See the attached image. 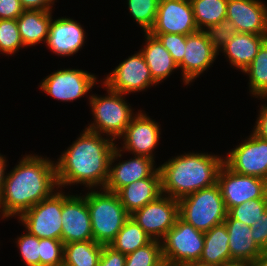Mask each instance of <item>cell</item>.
<instances>
[{
  "mask_svg": "<svg viewBox=\"0 0 267 266\" xmlns=\"http://www.w3.org/2000/svg\"><path fill=\"white\" fill-rule=\"evenodd\" d=\"M85 128L55 163L58 187L83 184L103 189L109 174L115 141ZM100 186V187H99Z\"/></svg>",
  "mask_w": 267,
  "mask_h": 266,
  "instance_id": "6da1fadb",
  "label": "cell"
},
{
  "mask_svg": "<svg viewBox=\"0 0 267 266\" xmlns=\"http://www.w3.org/2000/svg\"><path fill=\"white\" fill-rule=\"evenodd\" d=\"M18 163L6 173L0 193L2 219L20 216L59 188L56 165L51 159L30 154Z\"/></svg>",
  "mask_w": 267,
  "mask_h": 266,
  "instance_id": "7a4b0ae2",
  "label": "cell"
},
{
  "mask_svg": "<svg viewBox=\"0 0 267 266\" xmlns=\"http://www.w3.org/2000/svg\"><path fill=\"white\" fill-rule=\"evenodd\" d=\"M223 163V157L205 152H190L169 159L158 167L162 194L179 200L215 185Z\"/></svg>",
  "mask_w": 267,
  "mask_h": 266,
  "instance_id": "3957f363",
  "label": "cell"
},
{
  "mask_svg": "<svg viewBox=\"0 0 267 266\" xmlns=\"http://www.w3.org/2000/svg\"><path fill=\"white\" fill-rule=\"evenodd\" d=\"M85 194L93 233V240L109 245L130 217L116 193L99 189Z\"/></svg>",
  "mask_w": 267,
  "mask_h": 266,
  "instance_id": "277c9868",
  "label": "cell"
},
{
  "mask_svg": "<svg viewBox=\"0 0 267 266\" xmlns=\"http://www.w3.org/2000/svg\"><path fill=\"white\" fill-rule=\"evenodd\" d=\"M178 202L179 217L204 233L213 226L224 223L227 217V209L217 183L189 194Z\"/></svg>",
  "mask_w": 267,
  "mask_h": 266,
  "instance_id": "5b68a950",
  "label": "cell"
},
{
  "mask_svg": "<svg viewBox=\"0 0 267 266\" xmlns=\"http://www.w3.org/2000/svg\"><path fill=\"white\" fill-rule=\"evenodd\" d=\"M107 96H89V104L94 121L86 127L87 130L98 134H106L108 138L119 139L126 127L135 116L131 106L124 100V94L106 87Z\"/></svg>",
  "mask_w": 267,
  "mask_h": 266,
  "instance_id": "8992f818",
  "label": "cell"
},
{
  "mask_svg": "<svg viewBox=\"0 0 267 266\" xmlns=\"http://www.w3.org/2000/svg\"><path fill=\"white\" fill-rule=\"evenodd\" d=\"M161 241L166 266L196 265L204 247V232L180 217Z\"/></svg>",
  "mask_w": 267,
  "mask_h": 266,
  "instance_id": "52a82bcc",
  "label": "cell"
},
{
  "mask_svg": "<svg viewBox=\"0 0 267 266\" xmlns=\"http://www.w3.org/2000/svg\"><path fill=\"white\" fill-rule=\"evenodd\" d=\"M58 191V192H57ZM54 191L49 197L23 212L19 221L26 231L39 239L61 240L63 202L70 196L61 190Z\"/></svg>",
  "mask_w": 267,
  "mask_h": 266,
  "instance_id": "ba28073f",
  "label": "cell"
},
{
  "mask_svg": "<svg viewBox=\"0 0 267 266\" xmlns=\"http://www.w3.org/2000/svg\"><path fill=\"white\" fill-rule=\"evenodd\" d=\"M227 211L246 201L267 198V181L258 177L242 175L231 170L225 163L217 175Z\"/></svg>",
  "mask_w": 267,
  "mask_h": 266,
  "instance_id": "9c48e42d",
  "label": "cell"
},
{
  "mask_svg": "<svg viewBox=\"0 0 267 266\" xmlns=\"http://www.w3.org/2000/svg\"><path fill=\"white\" fill-rule=\"evenodd\" d=\"M130 216L153 240L162 241L179 217V202L162 194Z\"/></svg>",
  "mask_w": 267,
  "mask_h": 266,
  "instance_id": "30bf717a",
  "label": "cell"
},
{
  "mask_svg": "<svg viewBox=\"0 0 267 266\" xmlns=\"http://www.w3.org/2000/svg\"><path fill=\"white\" fill-rule=\"evenodd\" d=\"M156 84L140 51L121 62L103 80V85L124 95L144 91Z\"/></svg>",
  "mask_w": 267,
  "mask_h": 266,
  "instance_id": "8fae6325",
  "label": "cell"
},
{
  "mask_svg": "<svg viewBox=\"0 0 267 266\" xmlns=\"http://www.w3.org/2000/svg\"><path fill=\"white\" fill-rule=\"evenodd\" d=\"M224 163L234 172L267 181V140L253 132L224 157Z\"/></svg>",
  "mask_w": 267,
  "mask_h": 266,
  "instance_id": "7c38bea8",
  "label": "cell"
},
{
  "mask_svg": "<svg viewBox=\"0 0 267 266\" xmlns=\"http://www.w3.org/2000/svg\"><path fill=\"white\" fill-rule=\"evenodd\" d=\"M98 82L94 74L79 69L57 70L41 81L40 89L60 101H74Z\"/></svg>",
  "mask_w": 267,
  "mask_h": 266,
  "instance_id": "4fadbf2b",
  "label": "cell"
},
{
  "mask_svg": "<svg viewBox=\"0 0 267 266\" xmlns=\"http://www.w3.org/2000/svg\"><path fill=\"white\" fill-rule=\"evenodd\" d=\"M199 31L190 0H159L150 34L189 35Z\"/></svg>",
  "mask_w": 267,
  "mask_h": 266,
  "instance_id": "5bb4252c",
  "label": "cell"
},
{
  "mask_svg": "<svg viewBox=\"0 0 267 266\" xmlns=\"http://www.w3.org/2000/svg\"><path fill=\"white\" fill-rule=\"evenodd\" d=\"M160 125L148 117L146 113L138 111L132 118L125 132L120 137L123 140L122 152H131L134 156L154 158L153 152L160 138Z\"/></svg>",
  "mask_w": 267,
  "mask_h": 266,
  "instance_id": "9a60e30c",
  "label": "cell"
},
{
  "mask_svg": "<svg viewBox=\"0 0 267 266\" xmlns=\"http://www.w3.org/2000/svg\"><path fill=\"white\" fill-rule=\"evenodd\" d=\"M217 55L219 52L203 30L187 35L184 57L178 64L182 71L183 83L188 85L199 77L213 64Z\"/></svg>",
  "mask_w": 267,
  "mask_h": 266,
  "instance_id": "2e32d148",
  "label": "cell"
},
{
  "mask_svg": "<svg viewBox=\"0 0 267 266\" xmlns=\"http://www.w3.org/2000/svg\"><path fill=\"white\" fill-rule=\"evenodd\" d=\"M117 147L111 156L108 179L104 190L116 193L132 182L150 177L158 169L154 166V159L144 156H135L122 162L119 161L118 164L115 163L118 158L122 157V151L120 147Z\"/></svg>",
  "mask_w": 267,
  "mask_h": 266,
  "instance_id": "e0dca14e",
  "label": "cell"
},
{
  "mask_svg": "<svg viewBox=\"0 0 267 266\" xmlns=\"http://www.w3.org/2000/svg\"><path fill=\"white\" fill-rule=\"evenodd\" d=\"M62 234L64 244L93 240L90 214L84 195H70L63 202Z\"/></svg>",
  "mask_w": 267,
  "mask_h": 266,
  "instance_id": "ac0fdd59",
  "label": "cell"
},
{
  "mask_svg": "<svg viewBox=\"0 0 267 266\" xmlns=\"http://www.w3.org/2000/svg\"><path fill=\"white\" fill-rule=\"evenodd\" d=\"M226 19L239 33L267 35V6L261 0H228Z\"/></svg>",
  "mask_w": 267,
  "mask_h": 266,
  "instance_id": "d6986e66",
  "label": "cell"
},
{
  "mask_svg": "<svg viewBox=\"0 0 267 266\" xmlns=\"http://www.w3.org/2000/svg\"><path fill=\"white\" fill-rule=\"evenodd\" d=\"M85 35L80 23L72 18L61 17L51 20L45 43L50 51L59 56H72L82 48Z\"/></svg>",
  "mask_w": 267,
  "mask_h": 266,
  "instance_id": "ffe728a7",
  "label": "cell"
},
{
  "mask_svg": "<svg viewBox=\"0 0 267 266\" xmlns=\"http://www.w3.org/2000/svg\"><path fill=\"white\" fill-rule=\"evenodd\" d=\"M116 194L126 212L135 211L162 195L161 173L159 168L148 178L137 180L119 189Z\"/></svg>",
  "mask_w": 267,
  "mask_h": 266,
  "instance_id": "44dd1931",
  "label": "cell"
},
{
  "mask_svg": "<svg viewBox=\"0 0 267 266\" xmlns=\"http://www.w3.org/2000/svg\"><path fill=\"white\" fill-rule=\"evenodd\" d=\"M267 40V35H257L250 33H236L219 50L223 51L231 64L242 72L251 64L262 44Z\"/></svg>",
  "mask_w": 267,
  "mask_h": 266,
  "instance_id": "7402d4cb",
  "label": "cell"
},
{
  "mask_svg": "<svg viewBox=\"0 0 267 266\" xmlns=\"http://www.w3.org/2000/svg\"><path fill=\"white\" fill-rule=\"evenodd\" d=\"M229 237L231 260H256L264 251L252 239L251 227L236 219L224 221Z\"/></svg>",
  "mask_w": 267,
  "mask_h": 266,
  "instance_id": "603a6c76",
  "label": "cell"
},
{
  "mask_svg": "<svg viewBox=\"0 0 267 266\" xmlns=\"http://www.w3.org/2000/svg\"><path fill=\"white\" fill-rule=\"evenodd\" d=\"M144 34L147 43L140 52L144 56L152 78L159 84L169 77L175 69H179L178 64L157 37L150 33Z\"/></svg>",
  "mask_w": 267,
  "mask_h": 266,
  "instance_id": "cb8c5ba5",
  "label": "cell"
},
{
  "mask_svg": "<svg viewBox=\"0 0 267 266\" xmlns=\"http://www.w3.org/2000/svg\"><path fill=\"white\" fill-rule=\"evenodd\" d=\"M229 237L225 223L204 233V247L198 266H222L230 261Z\"/></svg>",
  "mask_w": 267,
  "mask_h": 266,
  "instance_id": "d4e9b609",
  "label": "cell"
},
{
  "mask_svg": "<svg viewBox=\"0 0 267 266\" xmlns=\"http://www.w3.org/2000/svg\"><path fill=\"white\" fill-rule=\"evenodd\" d=\"M52 18V11L25 10L16 19L23 45L30 47L45 42Z\"/></svg>",
  "mask_w": 267,
  "mask_h": 266,
  "instance_id": "484cf974",
  "label": "cell"
},
{
  "mask_svg": "<svg viewBox=\"0 0 267 266\" xmlns=\"http://www.w3.org/2000/svg\"><path fill=\"white\" fill-rule=\"evenodd\" d=\"M103 245L88 240L64 244L63 264L66 266H97Z\"/></svg>",
  "mask_w": 267,
  "mask_h": 266,
  "instance_id": "4316f807",
  "label": "cell"
},
{
  "mask_svg": "<svg viewBox=\"0 0 267 266\" xmlns=\"http://www.w3.org/2000/svg\"><path fill=\"white\" fill-rule=\"evenodd\" d=\"M153 239L130 216L115 239L109 244L122 254H129L149 244Z\"/></svg>",
  "mask_w": 267,
  "mask_h": 266,
  "instance_id": "83f0119b",
  "label": "cell"
},
{
  "mask_svg": "<svg viewBox=\"0 0 267 266\" xmlns=\"http://www.w3.org/2000/svg\"><path fill=\"white\" fill-rule=\"evenodd\" d=\"M199 30L226 19L228 0H190Z\"/></svg>",
  "mask_w": 267,
  "mask_h": 266,
  "instance_id": "f1b7e54d",
  "label": "cell"
},
{
  "mask_svg": "<svg viewBox=\"0 0 267 266\" xmlns=\"http://www.w3.org/2000/svg\"><path fill=\"white\" fill-rule=\"evenodd\" d=\"M243 73L249 75V90L255 98L267 95V40Z\"/></svg>",
  "mask_w": 267,
  "mask_h": 266,
  "instance_id": "f546056e",
  "label": "cell"
},
{
  "mask_svg": "<svg viewBox=\"0 0 267 266\" xmlns=\"http://www.w3.org/2000/svg\"><path fill=\"white\" fill-rule=\"evenodd\" d=\"M125 266H166L161 241L152 240L146 246L127 254Z\"/></svg>",
  "mask_w": 267,
  "mask_h": 266,
  "instance_id": "4dcf8cb0",
  "label": "cell"
},
{
  "mask_svg": "<svg viewBox=\"0 0 267 266\" xmlns=\"http://www.w3.org/2000/svg\"><path fill=\"white\" fill-rule=\"evenodd\" d=\"M128 8L134 20L145 33L152 29L158 9L159 0H127Z\"/></svg>",
  "mask_w": 267,
  "mask_h": 266,
  "instance_id": "1f68e13d",
  "label": "cell"
},
{
  "mask_svg": "<svg viewBox=\"0 0 267 266\" xmlns=\"http://www.w3.org/2000/svg\"><path fill=\"white\" fill-rule=\"evenodd\" d=\"M266 209L267 198H257L251 201H246L238 206L231 207L227 211L226 219H236L251 227Z\"/></svg>",
  "mask_w": 267,
  "mask_h": 266,
  "instance_id": "d6a6232c",
  "label": "cell"
},
{
  "mask_svg": "<svg viewBox=\"0 0 267 266\" xmlns=\"http://www.w3.org/2000/svg\"><path fill=\"white\" fill-rule=\"evenodd\" d=\"M25 48L20 37L16 19L0 20V52L6 55Z\"/></svg>",
  "mask_w": 267,
  "mask_h": 266,
  "instance_id": "836d02e7",
  "label": "cell"
},
{
  "mask_svg": "<svg viewBox=\"0 0 267 266\" xmlns=\"http://www.w3.org/2000/svg\"><path fill=\"white\" fill-rule=\"evenodd\" d=\"M40 266L63 265L64 243L62 240L42 238L39 239Z\"/></svg>",
  "mask_w": 267,
  "mask_h": 266,
  "instance_id": "e575fe53",
  "label": "cell"
},
{
  "mask_svg": "<svg viewBox=\"0 0 267 266\" xmlns=\"http://www.w3.org/2000/svg\"><path fill=\"white\" fill-rule=\"evenodd\" d=\"M203 31L218 52L234 34L238 33L237 26L228 19H224L218 24L208 26Z\"/></svg>",
  "mask_w": 267,
  "mask_h": 266,
  "instance_id": "d590c367",
  "label": "cell"
},
{
  "mask_svg": "<svg viewBox=\"0 0 267 266\" xmlns=\"http://www.w3.org/2000/svg\"><path fill=\"white\" fill-rule=\"evenodd\" d=\"M27 233L17 238L16 244L26 266H40L39 238Z\"/></svg>",
  "mask_w": 267,
  "mask_h": 266,
  "instance_id": "8d00e7d4",
  "label": "cell"
},
{
  "mask_svg": "<svg viewBox=\"0 0 267 266\" xmlns=\"http://www.w3.org/2000/svg\"><path fill=\"white\" fill-rule=\"evenodd\" d=\"M157 37L163 46L173 57V60L179 64L184 57L186 35L183 34H151Z\"/></svg>",
  "mask_w": 267,
  "mask_h": 266,
  "instance_id": "74e56055",
  "label": "cell"
},
{
  "mask_svg": "<svg viewBox=\"0 0 267 266\" xmlns=\"http://www.w3.org/2000/svg\"><path fill=\"white\" fill-rule=\"evenodd\" d=\"M252 239L264 251H267V209L261 217L251 226Z\"/></svg>",
  "mask_w": 267,
  "mask_h": 266,
  "instance_id": "f35d334b",
  "label": "cell"
},
{
  "mask_svg": "<svg viewBox=\"0 0 267 266\" xmlns=\"http://www.w3.org/2000/svg\"><path fill=\"white\" fill-rule=\"evenodd\" d=\"M126 255L110 245H103L97 266H125Z\"/></svg>",
  "mask_w": 267,
  "mask_h": 266,
  "instance_id": "ab89813d",
  "label": "cell"
},
{
  "mask_svg": "<svg viewBox=\"0 0 267 266\" xmlns=\"http://www.w3.org/2000/svg\"><path fill=\"white\" fill-rule=\"evenodd\" d=\"M24 11L20 0H0V20L17 19Z\"/></svg>",
  "mask_w": 267,
  "mask_h": 266,
  "instance_id": "60d3db41",
  "label": "cell"
},
{
  "mask_svg": "<svg viewBox=\"0 0 267 266\" xmlns=\"http://www.w3.org/2000/svg\"><path fill=\"white\" fill-rule=\"evenodd\" d=\"M262 99L267 98L266 96L259 97ZM258 118L256 120V124L253 128V133L257 135L259 138L267 140V105L261 104V110L259 111Z\"/></svg>",
  "mask_w": 267,
  "mask_h": 266,
  "instance_id": "b9f144b4",
  "label": "cell"
},
{
  "mask_svg": "<svg viewBox=\"0 0 267 266\" xmlns=\"http://www.w3.org/2000/svg\"><path fill=\"white\" fill-rule=\"evenodd\" d=\"M55 0H20L24 10L29 11H52Z\"/></svg>",
  "mask_w": 267,
  "mask_h": 266,
  "instance_id": "7bdbcfd3",
  "label": "cell"
},
{
  "mask_svg": "<svg viewBox=\"0 0 267 266\" xmlns=\"http://www.w3.org/2000/svg\"><path fill=\"white\" fill-rule=\"evenodd\" d=\"M6 161H7L6 158L0 154V193L2 191L5 176H6L5 175L6 166H8Z\"/></svg>",
  "mask_w": 267,
  "mask_h": 266,
  "instance_id": "ee69618b",
  "label": "cell"
},
{
  "mask_svg": "<svg viewBox=\"0 0 267 266\" xmlns=\"http://www.w3.org/2000/svg\"><path fill=\"white\" fill-rule=\"evenodd\" d=\"M222 266H252V261L248 260H231L224 263Z\"/></svg>",
  "mask_w": 267,
  "mask_h": 266,
  "instance_id": "f6af8a7d",
  "label": "cell"
},
{
  "mask_svg": "<svg viewBox=\"0 0 267 266\" xmlns=\"http://www.w3.org/2000/svg\"><path fill=\"white\" fill-rule=\"evenodd\" d=\"M252 266H267V251L263 252L256 260L252 261Z\"/></svg>",
  "mask_w": 267,
  "mask_h": 266,
  "instance_id": "bcb514c9",
  "label": "cell"
}]
</instances>
